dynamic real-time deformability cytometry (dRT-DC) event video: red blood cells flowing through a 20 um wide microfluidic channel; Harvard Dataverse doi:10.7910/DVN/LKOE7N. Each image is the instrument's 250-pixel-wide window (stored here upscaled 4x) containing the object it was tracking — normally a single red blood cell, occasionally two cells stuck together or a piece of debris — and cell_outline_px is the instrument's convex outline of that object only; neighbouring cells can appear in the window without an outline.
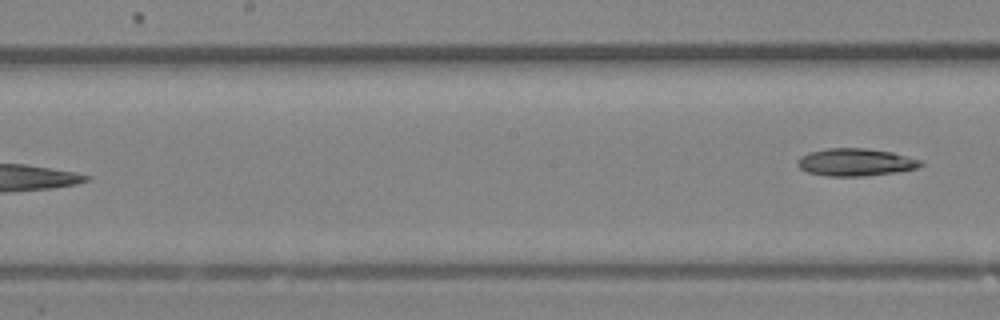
{"species": "Egyptian fruit bat (a non-hibernating species)", "species_latin": "Rousettus aegyptiacus", "temperature_condition": "room temperature", "stored_images_in_passage": 15, "segment_of_instrument_passage": [2, 2], "camera_frame_rate_fps": 3000, "um_per_image_px": 0.085, "animal": {"sex": "female"}, "frame": {"image": 1, "passage_image": 15, "time_ms": 4.667, "image_size_px": [1000, 320], "cell_outline_px": [[924, 164], [916, 168], [896, 172], [864, 176], [828, 176], [808, 172], [800, 168], [796, 164], [796, 160], [800, 156], [808, 152], [828, 148], [868, 148], [892, 152], [924, 160]], "centroid_in_image_um": [72.72, 13.78], "position_along_channel_um": 175.5, "area_um2": 19.94}}